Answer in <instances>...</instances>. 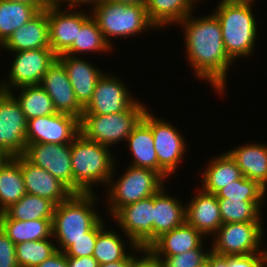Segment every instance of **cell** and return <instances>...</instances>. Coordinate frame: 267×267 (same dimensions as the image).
I'll use <instances>...</instances> for the list:
<instances>
[{"label":"cell","instance_id":"ee69618b","mask_svg":"<svg viewBox=\"0 0 267 267\" xmlns=\"http://www.w3.org/2000/svg\"><path fill=\"white\" fill-rule=\"evenodd\" d=\"M68 267H98L99 263L93 256L71 257L66 256Z\"/></svg>","mask_w":267,"mask_h":267},{"label":"cell","instance_id":"d590c367","mask_svg":"<svg viewBox=\"0 0 267 267\" xmlns=\"http://www.w3.org/2000/svg\"><path fill=\"white\" fill-rule=\"evenodd\" d=\"M57 251L53 237L44 240L26 241L16 244L15 253L18 267H37Z\"/></svg>","mask_w":267,"mask_h":267},{"label":"cell","instance_id":"7dc6e473","mask_svg":"<svg viewBox=\"0 0 267 267\" xmlns=\"http://www.w3.org/2000/svg\"><path fill=\"white\" fill-rule=\"evenodd\" d=\"M132 250L129 251L130 255L125 260L110 262L106 264H100L98 267H129L132 257L136 254V248H131ZM133 252V254L131 253ZM132 254V255H131Z\"/></svg>","mask_w":267,"mask_h":267},{"label":"cell","instance_id":"5bb4252c","mask_svg":"<svg viewBox=\"0 0 267 267\" xmlns=\"http://www.w3.org/2000/svg\"><path fill=\"white\" fill-rule=\"evenodd\" d=\"M118 77V78H117ZM137 102L119 76L103 73L98 79L89 103L83 114H112L126 111Z\"/></svg>","mask_w":267,"mask_h":267},{"label":"cell","instance_id":"f1b7e54d","mask_svg":"<svg viewBox=\"0 0 267 267\" xmlns=\"http://www.w3.org/2000/svg\"><path fill=\"white\" fill-rule=\"evenodd\" d=\"M26 194L20 163L10 157L0 167V213Z\"/></svg>","mask_w":267,"mask_h":267},{"label":"cell","instance_id":"7a4b0ae2","mask_svg":"<svg viewBox=\"0 0 267 267\" xmlns=\"http://www.w3.org/2000/svg\"><path fill=\"white\" fill-rule=\"evenodd\" d=\"M253 3L254 0H221L212 12L220 23L225 51L234 62L254 52L258 25Z\"/></svg>","mask_w":267,"mask_h":267},{"label":"cell","instance_id":"bcb514c9","mask_svg":"<svg viewBox=\"0 0 267 267\" xmlns=\"http://www.w3.org/2000/svg\"><path fill=\"white\" fill-rule=\"evenodd\" d=\"M101 0H53L52 3L55 4L58 7H62L65 3L69 4L68 8H73L76 9V7H78V5L80 6L81 4H91V8L95 7ZM62 2V3H61ZM64 2V4H63Z\"/></svg>","mask_w":267,"mask_h":267},{"label":"cell","instance_id":"8d00e7d4","mask_svg":"<svg viewBox=\"0 0 267 267\" xmlns=\"http://www.w3.org/2000/svg\"><path fill=\"white\" fill-rule=\"evenodd\" d=\"M267 190L257 181L242 177L220 189L215 195L217 199H241L242 201H265Z\"/></svg>","mask_w":267,"mask_h":267},{"label":"cell","instance_id":"cb8c5ba5","mask_svg":"<svg viewBox=\"0 0 267 267\" xmlns=\"http://www.w3.org/2000/svg\"><path fill=\"white\" fill-rule=\"evenodd\" d=\"M166 193L163 186L154 194V240L186 222V204Z\"/></svg>","mask_w":267,"mask_h":267},{"label":"cell","instance_id":"5b68a950","mask_svg":"<svg viewBox=\"0 0 267 267\" xmlns=\"http://www.w3.org/2000/svg\"><path fill=\"white\" fill-rule=\"evenodd\" d=\"M106 42L113 48L111 38L141 35L147 29H156L150 22L146 6L128 5L101 0L91 9Z\"/></svg>","mask_w":267,"mask_h":267},{"label":"cell","instance_id":"8fae6325","mask_svg":"<svg viewBox=\"0 0 267 267\" xmlns=\"http://www.w3.org/2000/svg\"><path fill=\"white\" fill-rule=\"evenodd\" d=\"M112 217L129 248L148 247L154 241V195L122 207Z\"/></svg>","mask_w":267,"mask_h":267},{"label":"cell","instance_id":"7402d4cb","mask_svg":"<svg viewBox=\"0 0 267 267\" xmlns=\"http://www.w3.org/2000/svg\"><path fill=\"white\" fill-rule=\"evenodd\" d=\"M205 237L186 222L161 234L148 248L156 256H174L198 248Z\"/></svg>","mask_w":267,"mask_h":267},{"label":"cell","instance_id":"52a82bcc","mask_svg":"<svg viewBox=\"0 0 267 267\" xmlns=\"http://www.w3.org/2000/svg\"><path fill=\"white\" fill-rule=\"evenodd\" d=\"M147 108L138 100L123 112L105 115L82 114L79 120L80 133L88 140L111 148V145L127 140Z\"/></svg>","mask_w":267,"mask_h":267},{"label":"cell","instance_id":"e575fe53","mask_svg":"<svg viewBox=\"0 0 267 267\" xmlns=\"http://www.w3.org/2000/svg\"><path fill=\"white\" fill-rule=\"evenodd\" d=\"M105 227L104 225L98 231L93 257L99 265L125 260L130 254L126 252V242L122 239V235Z\"/></svg>","mask_w":267,"mask_h":267},{"label":"cell","instance_id":"ba28073f","mask_svg":"<svg viewBox=\"0 0 267 267\" xmlns=\"http://www.w3.org/2000/svg\"><path fill=\"white\" fill-rule=\"evenodd\" d=\"M142 120L151 128L154 138L156 156L159 164V174L169 180L175 174L178 164L187 152L186 141L183 134L169 121L158 119L147 109ZM173 173V174H172Z\"/></svg>","mask_w":267,"mask_h":267},{"label":"cell","instance_id":"4dcf8cb0","mask_svg":"<svg viewBox=\"0 0 267 267\" xmlns=\"http://www.w3.org/2000/svg\"><path fill=\"white\" fill-rule=\"evenodd\" d=\"M110 50H113L112 47L104 39L96 20L90 16L81 25V28H77L76 39H74L72 46L64 54L75 57H78L79 54L81 57L86 52L102 54V52L106 53L110 52Z\"/></svg>","mask_w":267,"mask_h":267},{"label":"cell","instance_id":"f35d334b","mask_svg":"<svg viewBox=\"0 0 267 267\" xmlns=\"http://www.w3.org/2000/svg\"><path fill=\"white\" fill-rule=\"evenodd\" d=\"M101 219L90 231L86 232V237L74 241L65 251L66 256L84 257L93 256L94 247L97 240L98 231L105 225Z\"/></svg>","mask_w":267,"mask_h":267},{"label":"cell","instance_id":"c3c4849f","mask_svg":"<svg viewBox=\"0 0 267 267\" xmlns=\"http://www.w3.org/2000/svg\"><path fill=\"white\" fill-rule=\"evenodd\" d=\"M7 1L35 5L39 10H44L50 4H52V0H7Z\"/></svg>","mask_w":267,"mask_h":267},{"label":"cell","instance_id":"f546056e","mask_svg":"<svg viewBox=\"0 0 267 267\" xmlns=\"http://www.w3.org/2000/svg\"><path fill=\"white\" fill-rule=\"evenodd\" d=\"M39 11L35 5L0 0V47Z\"/></svg>","mask_w":267,"mask_h":267},{"label":"cell","instance_id":"ab89813d","mask_svg":"<svg viewBox=\"0 0 267 267\" xmlns=\"http://www.w3.org/2000/svg\"><path fill=\"white\" fill-rule=\"evenodd\" d=\"M230 267H267V252L230 255Z\"/></svg>","mask_w":267,"mask_h":267},{"label":"cell","instance_id":"d6a6232c","mask_svg":"<svg viewBox=\"0 0 267 267\" xmlns=\"http://www.w3.org/2000/svg\"><path fill=\"white\" fill-rule=\"evenodd\" d=\"M55 204L47 198L26 193L18 202L11 204L3 212L20 221L52 219Z\"/></svg>","mask_w":267,"mask_h":267},{"label":"cell","instance_id":"4fadbf2b","mask_svg":"<svg viewBox=\"0 0 267 267\" xmlns=\"http://www.w3.org/2000/svg\"><path fill=\"white\" fill-rule=\"evenodd\" d=\"M80 133L79 119L64 113L36 117L27 122V144H71Z\"/></svg>","mask_w":267,"mask_h":267},{"label":"cell","instance_id":"6da1fadb","mask_svg":"<svg viewBox=\"0 0 267 267\" xmlns=\"http://www.w3.org/2000/svg\"><path fill=\"white\" fill-rule=\"evenodd\" d=\"M179 24L183 25L188 65L196 77L206 80L221 96L226 92L228 71L234 61L225 51L217 17L212 12L198 18L191 13Z\"/></svg>","mask_w":267,"mask_h":267},{"label":"cell","instance_id":"7c38bea8","mask_svg":"<svg viewBox=\"0 0 267 267\" xmlns=\"http://www.w3.org/2000/svg\"><path fill=\"white\" fill-rule=\"evenodd\" d=\"M27 122L17 100L0 90V148L10 157L26 151Z\"/></svg>","mask_w":267,"mask_h":267},{"label":"cell","instance_id":"b9f144b4","mask_svg":"<svg viewBox=\"0 0 267 267\" xmlns=\"http://www.w3.org/2000/svg\"><path fill=\"white\" fill-rule=\"evenodd\" d=\"M140 253H142V256L138 255ZM129 267H163V265L161 259L148 247H137L136 254L132 257Z\"/></svg>","mask_w":267,"mask_h":267},{"label":"cell","instance_id":"836d02e7","mask_svg":"<svg viewBox=\"0 0 267 267\" xmlns=\"http://www.w3.org/2000/svg\"><path fill=\"white\" fill-rule=\"evenodd\" d=\"M222 223L264 222L261 208L264 201H242L241 199H217ZM263 202V203H262Z\"/></svg>","mask_w":267,"mask_h":267},{"label":"cell","instance_id":"d4e9b609","mask_svg":"<svg viewBox=\"0 0 267 267\" xmlns=\"http://www.w3.org/2000/svg\"><path fill=\"white\" fill-rule=\"evenodd\" d=\"M207 165L202 173L200 187L204 192L216 194L231 182L243 177L241 169L227 151L218 157H212Z\"/></svg>","mask_w":267,"mask_h":267},{"label":"cell","instance_id":"44dd1931","mask_svg":"<svg viewBox=\"0 0 267 267\" xmlns=\"http://www.w3.org/2000/svg\"><path fill=\"white\" fill-rule=\"evenodd\" d=\"M0 48L8 52L50 48L48 7L16 29Z\"/></svg>","mask_w":267,"mask_h":267},{"label":"cell","instance_id":"7bdbcfd3","mask_svg":"<svg viewBox=\"0 0 267 267\" xmlns=\"http://www.w3.org/2000/svg\"><path fill=\"white\" fill-rule=\"evenodd\" d=\"M37 267H68L67 257L64 252L57 250Z\"/></svg>","mask_w":267,"mask_h":267},{"label":"cell","instance_id":"ac0fdd59","mask_svg":"<svg viewBox=\"0 0 267 267\" xmlns=\"http://www.w3.org/2000/svg\"><path fill=\"white\" fill-rule=\"evenodd\" d=\"M14 158L21 165L26 193L47 198L55 205L67 200L73 194L59 179L31 163L24 155Z\"/></svg>","mask_w":267,"mask_h":267},{"label":"cell","instance_id":"2e32d148","mask_svg":"<svg viewBox=\"0 0 267 267\" xmlns=\"http://www.w3.org/2000/svg\"><path fill=\"white\" fill-rule=\"evenodd\" d=\"M87 13L84 10L64 9L53 3L48 6L50 48L57 56L64 54L72 46L76 39L77 28H81V25L91 16V12Z\"/></svg>","mask_w":267,"mask_h":267},{"label":"cell","instance_id":"f6af8a7d","mask_svg":"<svg viewBox=\"0 0 267 267\" xmlns=\"http://www.w3.org/2000/svg\"><path fill=\"white\" fill-rule=\"evenodd\" d=\"M206 263L208 267H230V256H222L210 251Z\"/></svg>","mask_w":267,"mask_h":267},{"label":"cell","instance_id":"603a6c76","mask_svg":"<svg viewBox=\"0 0 267 267\" xmlns=\"http://www.w3.org/2000/svg\"><path fill=\"white\" fill-rule=\"evenodd\" d=\"M244 177L257 181L267 190V144H245L227 151Z\"/></svg>","mask_w":267,"mask_h":267},{"label":"cell","instance_id":"ffe728a7","mask_svg":"<svg viewBox=\"0 0 267 267\" xmlns=\"http://www.w3.org/2000/svg\"><path fill=\"white\" fill-rule=\"evenodd\" d=\"M57 59L65 67L75 97L84 108L92 98L98 79L105 73L88 60L81 57L61 54Z\"/></svg>","mask_w":267,"mask_h":267},{"label":"cell","instance_id":"681fc988","mask_svg":"<svg viewBox=\"0 0 267 267\" xmlns=\"http://www.w3.org/2000/svg\"><path fill=\"white\" fill-rule=\"evenodd\" d=\"M108 2L128 4V5H142L146 6L148 0H106Z\"/></svg>","mask_w":267,"mask_h":267},{"label":"cell","instance_id":"9c48e42d","mask_svg":"<svg viewBox=\"0 0 267 267\" xmlns=\"http://www.w3.org/2000/svg\"><path fill=\"white\" fill-rule=\"evenodd\" d=\"M262 225V222L224 223L213 235L215 240L210 249L222 256L267 252Z\"/></svg>","mask_w":267,"mask_h":267},{"label":"cell","instance_id":"816d5d0a","mask_svg":"<svg viewBox=\"0 0 267 267\" xmlns=\"http://www.w3.org/2000/svg\"><path fill=\"white\" fill-rule=\"evenodd\" d=\"M200 267H208L207 263H204L203 265H201Z\"/></svg>","mask_w":267,"mask_h":267},{"label":"cell","instance_id":"d6986e66","mask_svg":"<svg viewBox=\"0 0 267 267\" xmlns=\"http://www.w3.org/2000/svg\"><path fill=\"white\" fill-rule=\"evenodd\" d=\"M198 190L186 205V223L204 237L213 236L223 224L219 203L215 194Z\"/></svg>","mask_w":267,"mask_h":267},{"label":"cell","instance_id":"4316f807","mask_svg":"<svg viewBox=\"0 0 267 267\" xmlns=\"http://www.w3.org/2000/svg\"><path fill=\"white\" fill-rule=\"evenodd\" d=\"M0 228L15 245L52 238V219L20 221L1 212Z\"/></svg>","mask_w":267,"mask_h":267},{"label":"cell","instance_id":"3957f363","mask_svg":"<svg viewBox=\"0 0 267 267\" xmlns=\"http://www.w3.org/2000/svg\"><path fill=\"white\" fill-rule=\"evenodd\" d=\"M111 150L109 147L88 140L81 133L74 138L71 143L73 193H95L93 189L95 186L100 184L107 186L116 169L114 167L116 159Z\"/></svg>","mask_w":267,"mask_h":267},{"label":"cell","instance_id":"8992f818","mask_svg":"<svg viewBox=\"0 0 267 267\" xmlns=\"http://www.w3.org/2000/svg\"><path fill=\"white\" fill-rule=\"evenodd\" d=\"M126 168L117 180L113 171L106 186L108 198L105 201L109 202L107 212L111 217L122 207L148 198L165 186L166 180L154 170L132 165Z\"/></svg>","mask_w":267,"mask_h":267},{"label":"cell","instance_id":"60d3db41","mask_svg":"<svg viewBox=\"0 0 267 267\" xmlns=\"http://www.w3.org/2000/svg\"><path fill=\"white\" fill-rule=\"evenodd\" d=\"M15 246L0 228V267H18Z\"/></svg>","mask_w":267,"mask_h":267},{"label":"cell","instance_id":"9a60e30c","mask_svg":"<svg viewBox=\"0 0 267 267\" xmlns=\"http://www.w3.org/2000/svg\"><path fill=\"white\" fill-rule=\"evenodd\" d=\"M23 155L34 165L47 170L73 192L71 144H27Z\"/></svg>","mask_w":267,"mask_h":267},{"label":"cell","instance_id":"f907efd6","mask_svg":"<svg viewBox=\"0 0 267 267\" xmlns=\"http://www.w3.org/2000/svg\"><path fill=\"white\" fill-rule=\"evenodd\" d=\"M10 158L5 151L0 148V167Z\"/></svg>","mask_w":267,"mask_h":267},{"label":"cell","instance_id":"484cf974","mask_svg":"<svg viewBox=\"0 0 267 267\" xmlns=\"http://www.w3.org/2000/svg\"><path fill=\"white\" fill-rule=\"evenodd\" d=\"M126 141H128L127 145L133 157L130 165L151 169L159 173L152 131L142 119L133 128Z\"/></svg>","mask_w":267,"mask_h":267},{"label":"cell","instance_id":"83f0119b","mask_svg":"<svg viewBox=\"0 0 267 267\" xmlns=\"http://www.w3.org/2000/svg\"><path fill=\"white\" fill-rule=\"evenodd\" d=\"M196 0H148L146 12L150 22L161 29L181 22L196 8ZM202 1V0H201Z\"/></svg>","mask_w":267,"mask_h":267},{"label":"cell","instance_id":"74e56055","mask_svg":"<svg viewBox=\"0 0 267 267\" xmlns=\"http://www.w3.org/2000/svg\"><path fill=\"white\" fill-rule=\"evenodd\" d=\"M205 241L196 249L186 251L174 256H157L161 259L163 267H200L206 263L211 249L203 251Z\"/></svg>","mask_w":267,"mask_h":267},{"label":"cell","instance_id":"277c9868","mask_svg":"<svg viewBox=\"0 0 267 267\" xmlns=\"http://www.w3.org/2000/svg\"><path fill=\"white\" fill-rule=\"evenodd\" d=\"M97 198L94 193H73L67 200L55 206L52 237L57 243V250L64 252L74 241L86 237V232L102 219L95 210L96 203L99 204Z\"/></svg>","mask_w":267,"mask_h":267},{"label":"cell","instance_id":"1f68e13d","mask_svg":"<svg viewBox=\"0 0 267 267\" xmlns=\"http://www.w3.org/2000/svg\"><path fill=\"white\" fill-rule=\"evenodd\" d=\"M17 89L20 92L18 96L13 92L9 93L17 100L27 120L57 113L52 99L40 85Z\"/></svg>","mask_w":267,"mask_h":267},{"label":"cell","instance_id":"30bf717a","mask_svg":"<svg viewBox=\"0 0 267 267\" xmlns=\"http://www.w3.org/2000/svg\"><path fill=\"white\" fill-rule=\"evenodd\" d=\"M12 53L15 57L9 67V78L0 82V90L4 92H15V88L23 86L40 85L44 74L57 59L51 48Z\"/></svg>","mask_w":267,"mask_h":267},{"label":"cell","instance_id":"e0dca14e","mask_svg":"<svg viewBox=\"0 0 267 267\" xmlns=\"http://www.w3.org/2000/svg\"><path fill=\"white\" fill-rule=\"evenodd\" d=\"M40 86L52 99L57 113L81 119L84 108L77 101L67 71L58 59L46 71Z\"/></svg>","mask_w":267,"mask_h":267}]
</instances>
